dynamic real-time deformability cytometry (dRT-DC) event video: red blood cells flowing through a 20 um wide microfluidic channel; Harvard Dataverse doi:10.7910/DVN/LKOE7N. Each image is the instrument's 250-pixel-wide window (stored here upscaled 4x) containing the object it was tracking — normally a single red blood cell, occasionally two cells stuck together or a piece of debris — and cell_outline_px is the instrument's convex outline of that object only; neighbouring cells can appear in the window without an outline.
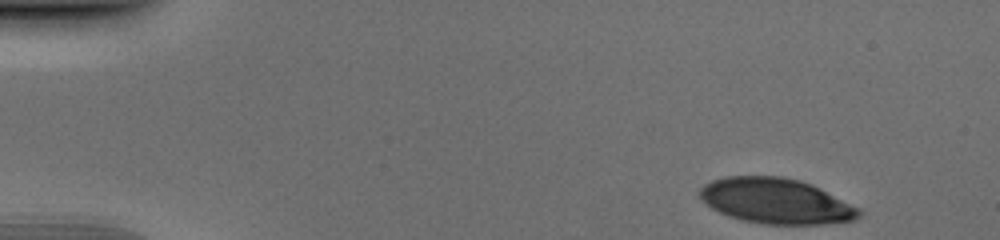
{"species": "human", "species_latin": "Homo sapiens", "temperature_condition": "cold", "stored_images_in_passage": 41, "camera_frame_rate_fps": 3000, "um_per_image_px": 0.085, "donor": {"sex": "male"}, "frame": {"image": 1, "passage_image": 1, "time_ms": 0.0, "image_size_px": [1000, 240], "cell_outline_px": [[864, 212], [856, 220], [824, 224], [764, 224], [740, 220], [728, 216], [712, 208], [700, 200], [700, 188], [704, 184], [712, 180], [724, 176], [780, 176], [800, 180], [812, 184], [860, 208]], "centroid_in_image_um": [65.97, 17.09], "position_along_channel_um": 19.0, "area_um2": 42.43}}
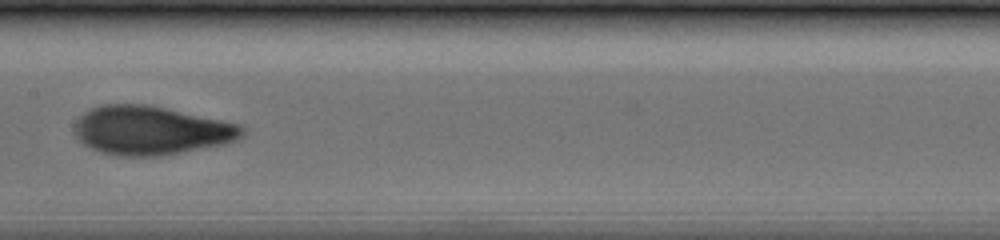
{"frame": {"image": 2, "passage_image": 23, "time_ms": 7.333, "image_size_px": [1000, 240], "cell_outline_px": [[248, 132], [244, 136], [228, 144], [160, 156], [120, 156], [100, 152], [84, 144], [72, 132], [72, 128], [76, 120], [84, 112], [100, 104], [148, 104], [240, 124], [248, 128]], "centroid_in_image_um": [12.86, 11.09], "position_along_channel_um": 194.5, "area_um2": 48.26}}
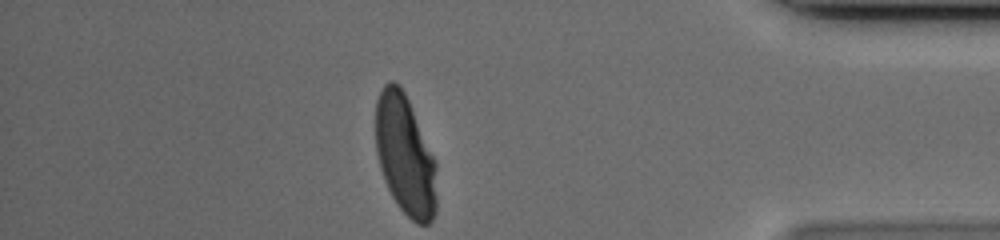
{"frame": {"image": 3, "passage_image": 41, "time_ms": 13.333, "image_size_px": [1000, 240], "cell_outline_px": [[436, 212], [432, 220], [428, 224], [416, 224], [396, 204], [384, 180], [380, 168], [376, 152], [376, 100], [384, 84], [388, 80], [392, 80], [400, 84], [408, 100], [436, 164]], "centroid_in_image_um": [34.42, 13.21], "position_along_channel_um": 400.8, "area_um2": 42.54}}